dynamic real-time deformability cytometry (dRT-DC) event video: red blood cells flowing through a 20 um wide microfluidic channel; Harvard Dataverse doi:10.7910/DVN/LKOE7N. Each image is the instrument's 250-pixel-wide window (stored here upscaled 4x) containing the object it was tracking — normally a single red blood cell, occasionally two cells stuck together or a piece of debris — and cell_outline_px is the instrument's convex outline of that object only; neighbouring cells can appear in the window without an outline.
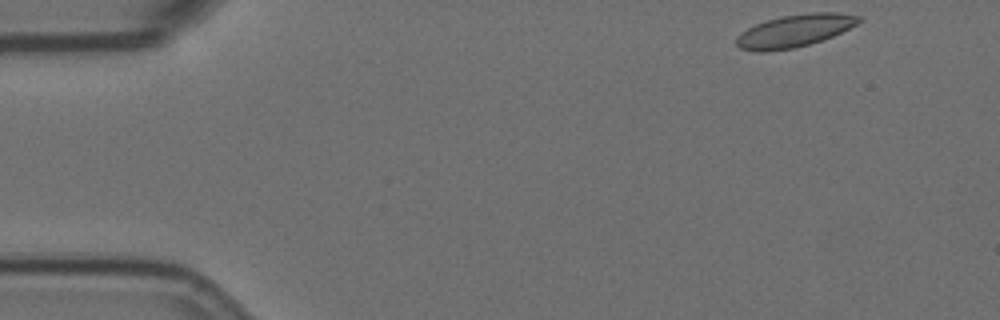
{"species": "Egyptian fruit bat (a non-hibernating species)", "species_latin": "Rousettus aegyptiacus", "temperature_condition": "room temperature", "stored_images_in_passage": 13, "camera_frame_rate_fps": 3000, "um_per_image_px": 0.085, "animal": {"sex": "female"}, "frame": {"image": 1, "passage_image": 1, "time_ms": 0.0, "image_size_px": [1000, 320], "cell_outline_px": [[864, 20], [832, 36], [796, 48], [768, 52], [752, 52], [740, 48], [736, 44], [736, 36], [740, 32], [756, 24], [780, 16], [812, 12], [840, 12], [860, 16]], "centroid_in_image_um": [67.51, 2.62], "position_along_channel_um": 17.5, "area_um2": 23.29}}
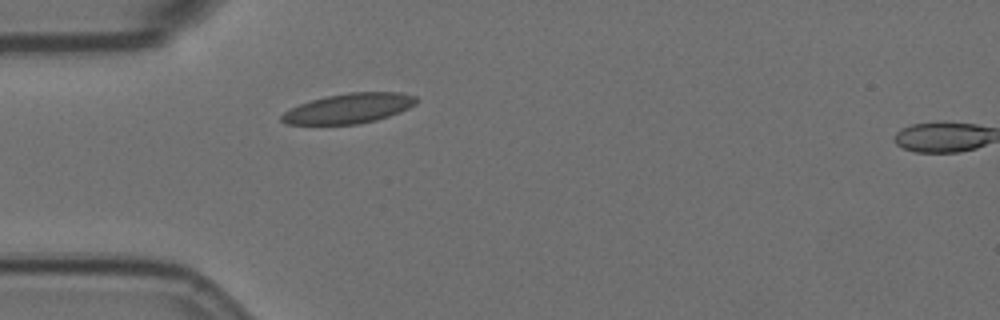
{"frame": {"image": 2, "passage_image": 12, "time_ms": 3.667, "image_size_px": [1000, 320], "cell_outline_px": [[420, 100], [416, 104], [400, 112], [376, 120], [356, 124], [284, 124], [280, 120], [280, 116], [284, 112], [300, 104], [312, 100], [328, 96], [348, 92], [400, 92], [416, 96]], "centroid_in_image_um": [29.68, 9.21], "position_along_channel_um": 55.3, "area_um2": 23.41}}